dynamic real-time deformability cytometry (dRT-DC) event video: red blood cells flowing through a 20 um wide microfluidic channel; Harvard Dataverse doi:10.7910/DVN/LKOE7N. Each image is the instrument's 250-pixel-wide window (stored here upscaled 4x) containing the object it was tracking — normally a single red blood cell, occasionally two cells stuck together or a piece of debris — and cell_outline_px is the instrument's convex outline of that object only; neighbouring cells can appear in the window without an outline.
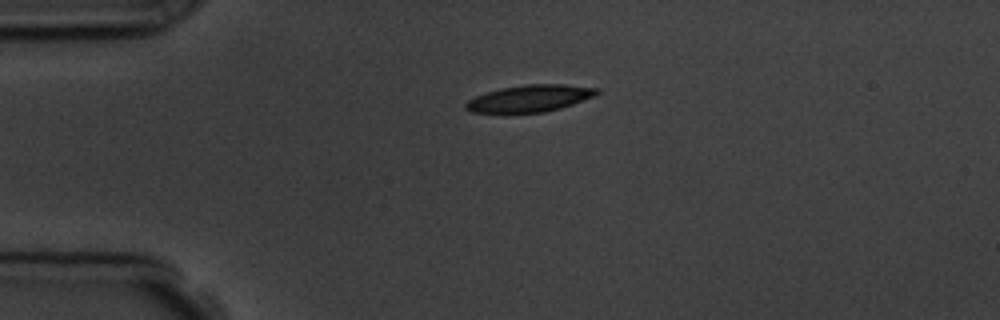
{"species": "common noctule bat (a hibernating species)", "species_latin": "Nyctalus noctula", "temperature_condition": "room temperature", "stored_images_in_passage": 4, "camera_frame_rate_fps": 3000, "um_per_image_px": 0.085, "animal": {"sex": "male", "body_mass_g": 19.5, "forearm_length_mm": 54.6}, "frame": {"image": 1, "passage_image": 4, "time_ms": 4.333, "image_size_px": [1000, 320], "cell_outline_px": [[600, 92], [596, 96], [560, 108], [544, 112], [504, 116], [472, 112], [464, 108], [464, 104], [468, 100], [476, 96], [500, 88], [524, 84], [564, 84], [600, 88]], "centroid_in_image_um": [44.98, 8.41], "position_along_channel_um": 40.0, "area_um2": 21.5}}